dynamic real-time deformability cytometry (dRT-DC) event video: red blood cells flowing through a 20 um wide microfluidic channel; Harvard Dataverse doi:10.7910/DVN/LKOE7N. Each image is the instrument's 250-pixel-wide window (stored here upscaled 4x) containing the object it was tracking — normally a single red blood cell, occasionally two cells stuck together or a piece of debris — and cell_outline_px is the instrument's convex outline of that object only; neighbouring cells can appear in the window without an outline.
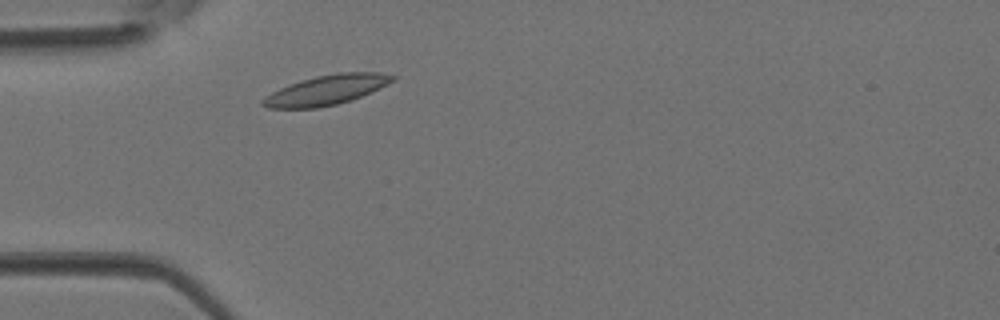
{"species": "Egyptian fruit bat (a non-hibernating species)", "species_latin": "Rousettus aegyptiacus", "temperature_condition": "room temperature", "stored_images_in_passage": 1, "camera_frame_rate_fps": 3000, "um_per_image_px": 0.085, "animal": {"sex": "female"}, "frame": {"image": 1, "passage_image": 1, "time_ms": 0.0, "image_size_px": [1000, 320], "cell_outline_px": [[396, 80], [372, 92], [352, 100], [336, 104], [316, 108], [268, 108], [260, 104], [260, 100], [272, 92], [280, 88], [300, 80], [316, 76], [340, 72], [380, 72], [396, 76]], "centroid_in_image_um": [27.77, 7.65], "position_along_channel_um": 57.2, "area_um2": 22.6}}